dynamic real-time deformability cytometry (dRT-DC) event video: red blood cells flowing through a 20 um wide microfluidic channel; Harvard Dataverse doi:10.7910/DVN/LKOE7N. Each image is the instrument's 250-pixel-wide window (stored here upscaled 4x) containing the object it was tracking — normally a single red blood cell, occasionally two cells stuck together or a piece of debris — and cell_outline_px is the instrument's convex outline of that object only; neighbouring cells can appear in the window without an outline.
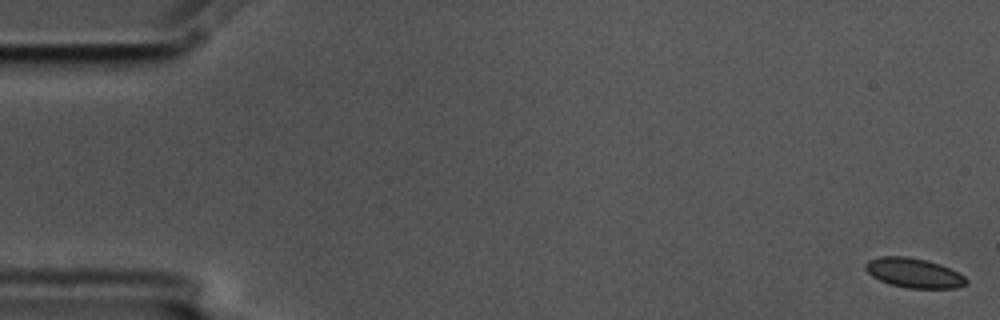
{"species": "common noctule bat (a hibernating species)", "species_latin": "Nyctalus noctula", "temperature_condition": "cold", "stored_images_in_passage": 42, "camera_frame_rate_fps": 3000, "um_per_image_px": 0.085, "animal": {"sex": "male", "body_mass_g": 17.5, "forearm_length_mm": 52.3}, "frame": {"image": 1, "passage_image": 1, "time_ms": 0.0, "image_size_px": [1000, 320], "cell_outline_px": [[968, 280], [964, 284], [956, 288], [908, 288], [888, 284], [872, 276], [864, 268], [864, 264], [868, 260], [880, 256], [908, 256], [928, 260], [940, 264], [964, 276]], "centroid_in_image_um": [77.63, 23.19], "position_along_channel_um": 7.4, "area_um2": 17.4}}
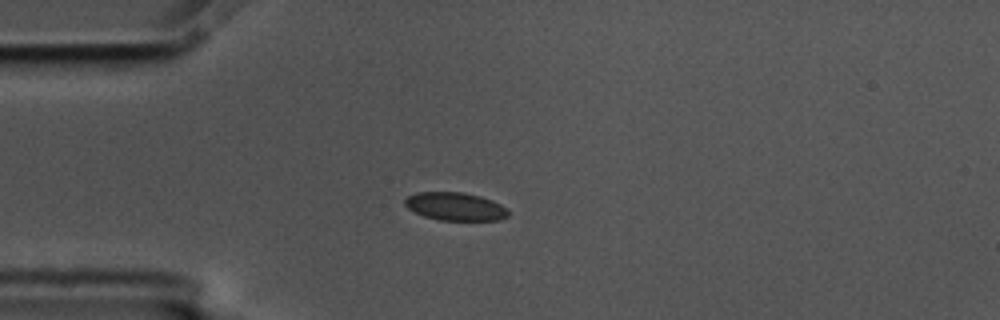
{"frame": {"image": 2, "passage_image": 15, "time_ms": 4.667, "image_size_px": [1000, 320], "cell_outline_px": [[508, 216], [500, 220], [440, 220], [424, 216], [408, 208], [404, 204], [404, 200], [408, 196], [416, 192], [464, 192], [480, 196], [492, 200], [500, 204], [508, 212]], "centroid_in_image_um": [38.68, 17.54], "position_along_channel_um": 46.3, "area_um2": 16.82}}
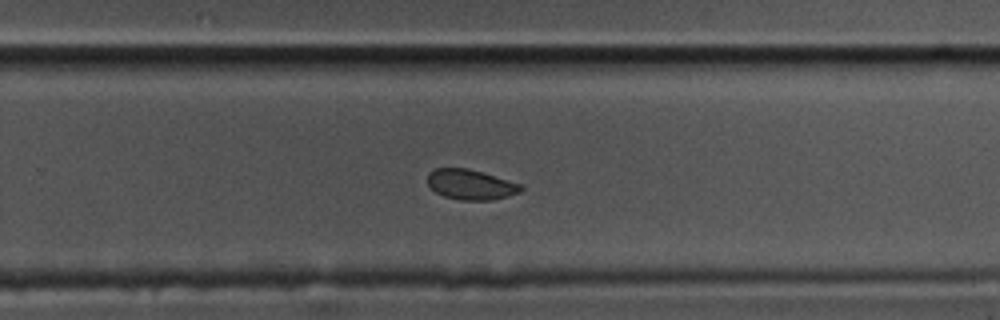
{"frame": {"image": 3, "passage_image": 37, "time_ms": 12.0, "image_size_px": [1000, 320], "cell_outline_px": [[524, 188], [520, 192], [508, 196], [492, 200], [460, 200], [444, 196], [436, 192], [428, 184], [428, 172], [436, 168], [468, 168], [484, 172], [520, 184]], "centroid_in_image_um": [40.01, 15.68], "position_along_channel_um": 289.8, "area_um2": 16.42}}